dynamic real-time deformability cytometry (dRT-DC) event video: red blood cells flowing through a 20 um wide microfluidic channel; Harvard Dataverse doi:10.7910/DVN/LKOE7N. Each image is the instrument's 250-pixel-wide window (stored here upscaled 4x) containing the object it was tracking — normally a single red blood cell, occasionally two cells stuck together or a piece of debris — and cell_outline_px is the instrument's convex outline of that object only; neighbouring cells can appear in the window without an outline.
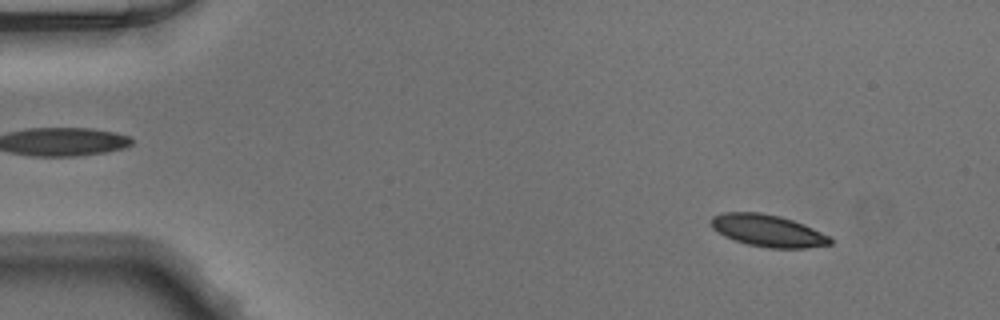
{"species": "Egyptian fruit bat (a non-hibernating species)", "species_latin": "Rousettus aegyptiacus", "temperature_condition": "warm", "stored_images_in_passage": 49, "camera_frame_rate_fps": 3000, "um_per_image_px": 0.085, "animal": {"sex": "male"}, "frame": {"image": 1, "passage_image": 5, "time_ms": 1.333, "image_size_px": [1000, 320], "cell_outline_px": [[832, 244], [808, 248], [768, 248], [748, 244], [724, 236], [712, 228], [712, 216], [724, 212], [760, 212], [780, 216], [804, 224], [828, 236], [832, 240]], "centroid_in_image_um": [65.27, 19.6], "position_along_channel_um": 19.7, "area_um2": 22.08}}
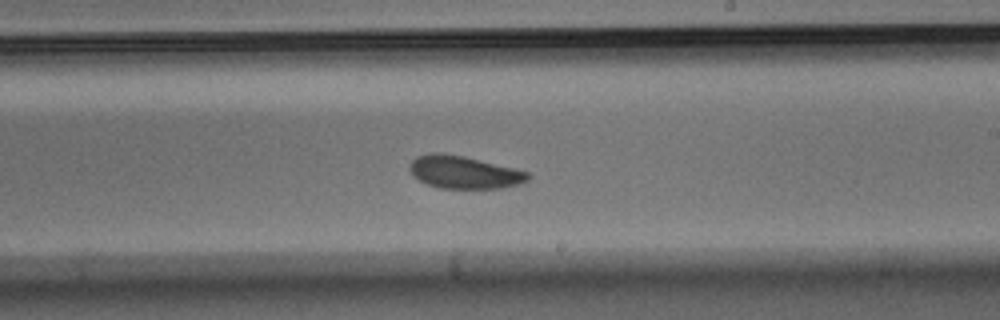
{"frame": {"image": 2, "passage_image": 29, "time_ms": 9.333, "image_size_px": [1000, 320], "cell_outline_px": [[532, 176], [528, 180], [520, 184], [500, 188], [440, 188], [428, 184], [412, 176], [408, 168], [412, 160], [416, 156], [432, 152], [444, 152], [464, 156], [528, 172]], "centroid_in_image_um": [39.41, 14.63], "position_along_channel_um": 249.6, "area_um2": 22.54}}
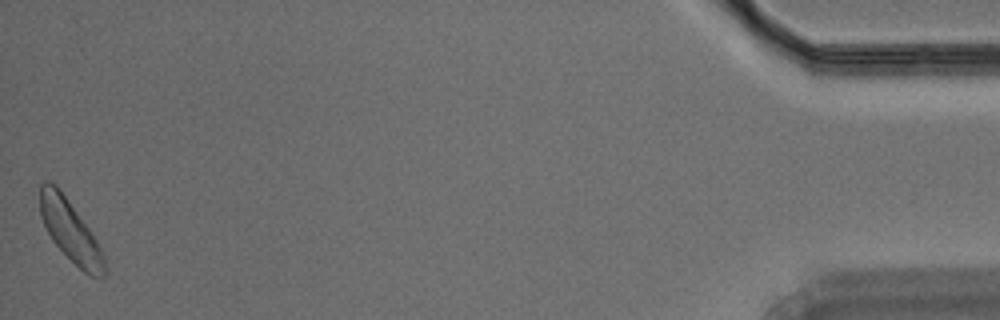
{"frame": {"image": 3, "passage_image": 49, "time_ms": 16.0, "image_size_px": [1000, 320], "cell_outline_px": [[104, 276], [88, 276], [52, 240], [40, 216], [40, 184], [44, 180], [48, 180], [56, 184], [60, 188], [88, 228], [96, 240], [104, 256]], "centroid_in_image_um": [5.93, 19.56], "position_along_channel_um": 429.3, "area_um2": 22.48}}